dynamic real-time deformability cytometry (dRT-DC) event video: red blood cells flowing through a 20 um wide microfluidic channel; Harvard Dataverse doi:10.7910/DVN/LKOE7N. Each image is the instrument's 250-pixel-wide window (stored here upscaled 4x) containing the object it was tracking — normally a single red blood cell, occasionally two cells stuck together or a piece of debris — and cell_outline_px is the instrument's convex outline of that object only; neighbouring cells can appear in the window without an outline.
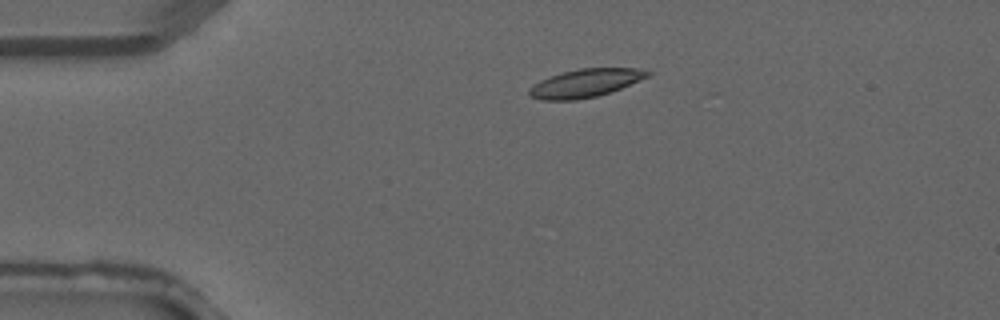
{"species": "common noctule bat (a hibernating species)", "species_latin": "Nyctalus noctula", "temperature_condition": "warm", "stored_images_in_passage": 2, "camera_frame_rate_fps": 3000, "um_per_image_px": 0.085, "animal": {"sex": "male", "forearm_length_mm": 52.5}, "frame": {"image": 1, "passage_image": 2, "time_ms": 0.333, "image_size_px": [1000, 320], "cell_outline_px": [[652, 72], [648, 76], [620, 88], [596, 96], [576, 100], [540, 100], [532, 96], [528, 92], [528, 88], [540, 80], [564, 72], [580, 68], [636, 68]], "centroid_in_image_um": [49.72, 7.06], "position_along_channel_um": 35.3, "area_um2": 19.07}}